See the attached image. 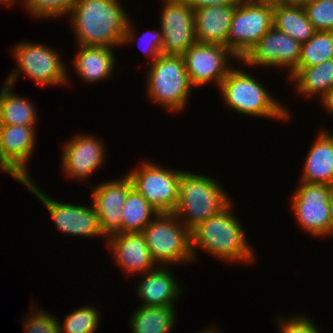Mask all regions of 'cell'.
<instances>
[{"label": "cell", "mask_w": 333, "mask_h": 333, "mask_svg": "<svg viewBox=\"0 0 333 333\" xmlns=\"http://www.w3.org/2000/svg\"><path fill=\"white\" fill-rule=\"evenodd\" d=\"M333 59V31H316L301 44L300 58L296 68H308Z\"/></svg>", "instance_id": "obj_28"}, {"label": "cell", "mask_w": 333, "mask_h": 333, "mask_svg": "<svg viewBox=\"0 0 333 333\" xmlns=\"http://www.w3.org/2000/svg\"><path fill=\"white\" fill-rule=\"evenodd\" d=\"M240 1L255 5H266L273 8L277 7L280 4V0H240Z\"/></svg>", "instance_id": "obj_36"}, {"label": "cell", "mask_w": 333, "mask_h": 333, "mask_svg": "<svg viewBox=\"0 0 333 333\" xmlns=\"http://www.w3.org/2000/svg\"><path fill=\"white\" fill-rule=\"evenodd\" d=\"M179 221L173 213H159L143 230L156 264L166 266L193 260L191 231Z\"/></svg>", "instance_id": "obj_6"}, {"label": "cell", "mask_w": 333, "mask_h": 333, "mask_svg": "<svg viewBox=\"0 0 333 333\" xmlns=\"http://www.w3.org/2000/svg\"><path fill=\"white\" fill-rule=\"evenodd\" d=\"M171 274L163 265L144 273L136 286L137 296L143 301L142 306H175L173 300L180 296L181 287Z\"/></svg>", "instance_id": "obj_20"}, {"label": "cell", "mask_w": 333, "mask_h": 333, "mask_svg": "<svg viewBox=\"0 0 333 333\" xmlns=\"http://www.w3.org/2000/svg\"><path fill=\"white\" fill-rule=\"evenodd\" d=\"M300 182L333 186V135L321 131L311 146Z\"/></svg>", "instance_id": "obj_21"}, {"label": "cell", "mask_w": 333, "mask_h": 333, "mask_svg": "<svg viewBox=\"0 0 333 333\" xmlns=\"http://www.w3.org/2000/svg\"><path fill=\"white\" fill-rule=\"evenodd\" d=\"M231 207L232 203L191 230L193 259L196 257L195 248H202L223 261L254 262V250L248 245L245 232Z\"/></svg>", "instance_id": "obj_2"}, {"label": "cell", "mask_w": 333, "mask_h": 333, "mask_svg": "<svg viewBox=\"0 0 333 333\" xmlns=\"http://www.w3.org/2000/svg\"><path fill=\"white\" fill-rule=\"evenodd\" d=\"M118 0H76L69 12L77 43L108 47L134 40L135 29ZM133 39V40H132Z\"/></svg>", "instance_id": "obj_1"}, {"label": "cell", "mask_w": 333, "mask_h": 333, "mask_svg": "<svg viewBox=\"0 0 333 333\" xmlns=\"http://www.w3.org/2000/svg\"><path fill=\"white\" fill-rule=\"evenodd\" d=\"M330 236H333V225H332V230H331Z\"/></svg>", "instance_id": "obj_41"}, {"label": "cell", "mask_w": 333, "mask_h": 333, "mask_svg": "<svg viewBox=\"0 0 333 333\" xmlns=\"http://www.w3.org/2000/svg\"><path fill=\"white\" fill-rule=\"evenodd\" d=\"M122 233L143 232L159 212L134 188L126 197L122 209ZM153 216V217H150Z\"/></svg>", "instance_id": "obj_27"}, {"label": "cell", "mask_w": 333, "mask_h": 333, "mask_svg": "<svg viewBox=\"0 0 333 333\" xmlns=\"http://www.w3.org/2000/svg\"><path fill=\"white\" fill-rule=\"evenodd\" d=\"M133 188L130 178H119L92 187V203L98 215L100 229L104 237L122 233V209L128 192Z\"/></svg>", "instance_id": "obj_16"}, {"label": "cell", "mask_w": 333, "mask_h": 333, "mask_svg": "<svg viewBox=\"0 0 333 333\" xmlns=\"http://www.w3.org/2000/svg\"><path fill=\"white\" fill-rule=\"evenodd\" d=\"M16 1H18V0H16ZM16 1L15 0H0V4H5V5L8 4L11 7L12 5H14V3Z\"/></svg>", "instance_id": "obj_39"}, {"label": "cell", "mask_w": 333, "mask_h": 333, "mask_svg": "<svg viewBox=\"0 0 333 333\" xmlns=\"http://www.w3.org/2000/svg\"><path fill=\"white\" fill-rule=\"evenodd\" d=\"M13 86L6 83L0 89V125L35 126V106L26 98L13 93Z\"/></svg>", "instance_id": "obj_24"}, {"label": "cell", "mask_w": 333, "mask_h": 333, "mask_svg": "<svg viewBox=\"0 0 333 333\" xmlns=\"http://www.w3.org/2000/svg\"><path fill=\"white\" fill-rule=\"evenodd\" d=\"M147 74V92L152 102L170 111H181L191 97L192 85L189 81L182 55L158 56Z\"/></svg>", "instance_id": "obj_5"}, {"label": "cell", "mask_w": 333, "mask_h": 333, "mask_svg": "<svg viewBox=\"0 0 333 333\" xmlns=\"http://www.w3.org/2000/svg\"><path fill=\"white\" fill-rule=\"evenodd\" d=\"M228 107L241 114L288 120L289 110L280 105L254 77L232 68L218 88Z\"/></svg>", "instance_id": "obj_4"}, {"label": "cell", "mask_w": 333, "mask_h": 333, "mask_svg": "<svg viewBox=\"0 0 333 333\" xmlns=\"http://www.w3.org/2000/svg\"><path fill=\"white\" fill-rule=\"evenodd\" d=\"M99 311L94 307H81L65 317L61 333H94L99 326Z\"/></svg>", "instance_id": "obj_29"}, {"label": "cell", "mask_w": 333, "mask_h": 333, "mask_svg": "<svg viewBox=\"0 0 333 333\" xmlns=\"http://www.w3.org/2000/svg\"><path fill=\"white\" fill-rule=\"evenodd\" d=\"M25 9L34 17L55 18L69 14L76 0H23Z\"/></svg>", "instance_id": "obj_30"}, {"label": "cell", "mask_w": 333, "mask_h": 333, "mask_svg": "<svg viewBox=\"0 0 333 333\" xmlns=\"http://www.w3.org/2000/svg\"><path fill=\"white\" fill-rule=\"evenodd\" d=\"M322 103L323 106L327 109V111H330L328 113L333 115V87L331 88L327 98Z\"/></svg>", "instance_id": "obj_37"}, {"label": "cell", "mask_w": 333, "mask_h": 333, "mask_svg": "<svg viewBox=\"0 0 333 333\" xmlns=\"http://www.w3.org/2000/svg\"><path fill=\"white\" fill-rule=\"evenodd\" d=\"M62 155V168L69 178H88L104 162L105 154L102 141L90 135H78L65 143Z\"/></svg>", "instance_id": "obj_17"}, {"label": "cell", "mask_w": 333, "mask_h": 333, "mask_svg": "<svg viewBox=\"0 0 333 333\" xmlns=\"http://www.w3.org/2000/svg\"><path fill=\"white\" fill-rule=\"evenodd\" d=\"M30 314H33L29 315L31 319L27 317L23 324L25 333H61V323L56 317H52L42 309H35L34 313Z\"/></svg>", "instance_id": "obj_32"}, {"label": "cell", "mask_w": 333, "mask_h": 333, "mask_svg": "<svg viewBox=\"0 0 333 333\" xmlns=\"http://www.w3.org/2000/svg\"><path fill=\"white\" fill-rule=\"evenodd\" d=\"M31 192L37 196L46 206L50 216L55 222L56 227L68 235L83 237H104L100 229L98 215L94 206L85 207L84 205H74L51 199L39 187L34 185L32 180L23 181ZM47 195V196H46Z\"/></svg>", "instance_id": "obj_12"}, {"label": "cell", "mask_w": 333, "mask_h": 333, "mask_svg": "<svg viewBox=\"0 0 333 333\" xmlns=\"http://www.w3.org/2000/svg\"><path fill=\"white\" fill-rule=\"evenodd\" d=\"M186 72L192 86L199 87L209 82L220 87L233 66L231 57L240 61L227 47L220 44L195 42L183 54ZM230 59V60H229Z\"/></svg>", "instance_id": "obj_11"}, {"label": "cell", "mask_w": 333, "mask_h": 333, "mask_svg": "<svg viewBox=\"0 0 333 333\" xmlns=\"http://www.w3.org/2000/svg\"><path fill=\"white\" fill-rule=\"evenodd\" d=\"M161 31L162 54L182 55L196 42L194 10L184 0H163Z\"/></svg>", "instance_id": "obj_14"}, {"label": "cell", "mask_w": 333, "mask_h": 333, "mask_svg": "<svg viewBox=\"0 0 333 333\" xmlns=\"http://www.w3.org/2000/svg\"><path fill=\"white\" fill-rule=\"evenodd\" d=\"M35 127L0 125V169L20 183L30 180L27 162L35 147Z\"/></svg>", "instance_id": "obj_13"}, {"label": "cell", "mask_w": 333, "mask_h": 333, "mask_svg": "<svg viewBox=\"0 0 333 333\" xmlns=\"http://www.w3.org/2000/svg\"><path fill=\"white\" fill-rule=\"evenodd\" d=\"M273 7L238 2L227 37V48L242 60L273 26Z\"/></svg>", "instance_id": "obj_10"}, {"label": "cell", "mask_w": 333, "mask_h": 333, "mask_svg": "<svg viewBox=\"0 0 333 333\" xmlns=\"http://www.w3.org/2000/svg\"><path fill=\"white\" fill-rule=\"evenodd\" d=\"M114 52L108 47L79 45L73 68L86 83H96L108 78L115 66Z\"/></svg>", "instance_id": "obj_22"}, {"label": "cell", "mask_w": 333, "mask_h": 333, "mask_svg": "<svg viewBox=\"0 0 333 333\" xmlns=\"http://www.w3.org/2000/svg\"><path fill=\"white\" fill-rule=\"evenodd\" d=\"M291 208L298 225L311 236H330L333 225V186L300 182Z\"/></svg>", "instance_id": "obj_7"}, {"label": "cell", "mask_w": 333, "mask_h": 333, "mask_svg": "<svg viewBox=\"0 0 333 333\" xmlns=\"http://www.w3.org/2000/svg\"><path fill=\"white\" fill-rule=\"evenodd\" d=\"M148 34L150 36H148ZM144 39H146L145 45H144V43H141V42H144ZM139 43H141V44H139ZM142 44H143V48L141 47V49L143 50V52L145 54L147 53L148 55H150L151 58H153V60H152V62H153L158 56H160L162 54L163 36H162L161 29H160V31L156 30L155 32L152 31L151 33L145 32L138 40V47H140Z\"/></svg>", "instance_id": "obj_34"}, {"label": "cell", "mask_w": 333, "mask_h": 333, "mask_svg": "<svg viewBox=\"0 0 333 333\" xmlns=\"http://www.w3.org/2000/svg\"><path fill=\"white\" fill-rule=\"evenodd\" d=\"M303 8L316 31H333V0H311Z\"/></svg>", "instance_id": "obj_31"}, {"label": "cell", "mask_w": 333, "mask_h": 333, "mask_svg": "<svg viewBox=\"0 0 333 333\" xmlns=\"http://www.w3.org/2000/svg\"><path fill=\"white\" fill-rule=\"evenodd\" d=\"M104 242L110 247L118 266L126 274L130 273L128 276L136 273L141 275L157 267L142 232L117 233Z\"/></svg>", "instance_id": "obj_18"}, {"label": "cell", "mask_w": 333, "mask_h": 333, "mask_svg": "<svg viewBox=\"0 0 333 333\" xmlns=\"http://www.w3.org/2000/svg\"><path fill=\"white\" fill-rule=\"evenodd\" d=\"M310 1L311 0H280V4L304 7Z\"/></svg>", "instance_id": "obj_38"}, {"label": "cell", "mask_w": 333, "mask_h": 333, "mask_svg": "<svg viewBox=\"0 0 333 333\" xmlns=\"http://www.w3.org/2000/svg\"><path fill=\"white\" fill-rule=\"evenodd\" d=\"M297 92L307 97L318 95L323 102L333 87V59L308 68H295L289 73Z\"/></svg>", "instance_id": "obj_23"}, {"label": "cell", "mask_w": 333, "mask_h": 333, "mask_svg": "<svg viewBox=\"0 0 333 333\" xmlns=\"http://www.w3.org/2000/svg\"><path fill=\"white\" fill-rule=\"evenodd\" d=\"M216 181L213 177L192 172L182 173L179 199L173 214L190 231L199 223L220 213L231 203L226 191Z\"/></svg>", "instance_id": "obj_3"}, {"label": "cell", "mask_w": 333, "mask_h": 333, "mask_svg": "<svg viewBox=\"0 0 333 333\" xmlns=\"http://www.w3.org/2000/svg\"><path fill=\"white\" fill-rule=\"evenodd\" d=\"M14 48L12 52L18 68L9 74L6 83L13 86L20 73L27 75L39 86H60L69 82L66 67L55 50L26 41Z\"/></svg>", "instance_id": "obj_8"}, {"label": "cell", "mask_w": 333, "mask_h": 333, "mask_svg": "<svg viewBox=\"0 0 333 333\" xmlns=\"http://www.w3.org/2000/svg\"><path fill=\"white\" fill-rule=\"evenodd\" d=\"M301 43L272 26L242 59L250 66L288 67L291 73L300 58Z\"/></svg>", "instance_id": "obj_15"}, {"label": "cell", "mask_w": 333, "mask_h": 333, "mask_svg": "<svg viewBox=\"0 0 333 333\" xmlns=\"http://www.w3.org/2000/svg\"><path fill=\"white\" fill-rule=\"evenodd\" d=\"M237 5L209 6L194 11L196 42L227 47L232 17Z\"/></svg>", "instance_id": "obj_19"}, {"label": "cell", "mask_w": 333, "mask_h": 333, "mask_svg": "<svg viewBox=\"0 0 333 333\" xmlns=\"http://www.w3.org/2000/svg\"><path fill=\"white\" fill-rule=\"evenodd\" d=\"M194 11L209 6L237 5L239 0H184Z\"/></svg>", "instance_id": "obj_35"}, {"label": "cell", "mask_w": 333, "mask_h": 333, "mask_svg": "<svg viewBox=\"0 0 333 333\" xmlns=\"http://www.w3.org/2000/svg\"><path fill=\"white\" fill-rule=\"evenodd\" d=\"M141 164L127 173L133 188L159 213H173L179 199L183 171L166 169L148 161Z\"/></svg>", "instance_id": "obj_9"}, {"label": "cell", "mask_w": 333, "mask_h": 333, "mask_svg": "<svg viewBox=\"0 0 333 333\" xmlns=\"http://www.w3.org/2000/svg\"><path fill=\"white\" fill-rule=\"evenodd\" d=\"M281 333H320L317 326L307 316H293L290 319L278 318Z\"/></svg>", "instance_id": "obj_33"}, {"label": "cell", "mask_w": 333, "mask_h": 333, "mask_svg": "<svg viewBox=\"0 0 333 333\" xmlns=\"http://www.w3.org/2000/svg\"><path fill=\"white\" fill-rule=\"evenodd\" d=\"M217 329L214 327L213 329H206L204 330L203 332H200V333H221L219 331H216Z\"/></svg>", "instance_id": "obj_40"}, {"label": "cell", "mask_w": 333, "mask_h": 333, "mask_svg": "<svg viewBox=\"0 0 333 333\" xmlns=\"http://www.w3.org/2000/svg\"><path fill=\"white\" fill-rule=\"evenodd\" d=\"M272 21L275 28L301 44L316 33L303 7L279 4L273 9Z\"/></svg>", "instance_id": "obj_25"}, {"label": "cell", "mask_w": 333, "mask_h": 333, "mask_svg": "<svg viewBox=\"0 0 333 333\" xmlns=\"http://www.w3.org/2000/svg\"><path fill=\"white\" fill-rule=\"evenodd\" d=\"M174 306H141L131 316L132 333H170L176 322Z\"/></svg>", "instance_id": "obj_26"}]
</instances>
